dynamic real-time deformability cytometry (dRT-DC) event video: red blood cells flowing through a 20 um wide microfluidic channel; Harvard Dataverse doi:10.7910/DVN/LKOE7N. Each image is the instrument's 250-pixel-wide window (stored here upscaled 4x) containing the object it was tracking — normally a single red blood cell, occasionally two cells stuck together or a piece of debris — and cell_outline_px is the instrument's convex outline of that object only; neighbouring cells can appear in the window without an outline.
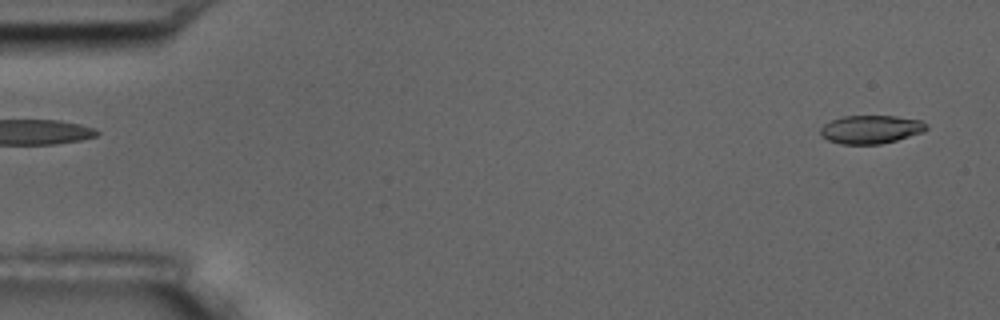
{"species": "common noctule bat (a hibernating species)", "species_latin": "Nyctalus noctula", "temperature_condition": "room temperature", "stored_images_in_passage": 56, "camera_frame_rate_fps": 3000, "um_per_image_px": 0.085, "animal": {"sex": "male", "body_mass_g": 17.5, "forearm_length_mm": 52.3}, "frame": {"image": 1, "passage_image": 2, "time_ms": 0.333, "image_size_px": [1000, 320], "cell_outline_px": [[928, 128], [924, 132], [896, 140], [880, 144], [840, 144], [828, 140], [820, 136], [820, 128], [824, 124], [832, 120], [844, 116], [896, 116], [920, 120], [928, 124]], "centroid_in_image_um": [74.02, 11.0], "position_along_channel_um": 11.0, "area_um2": 17.57}}
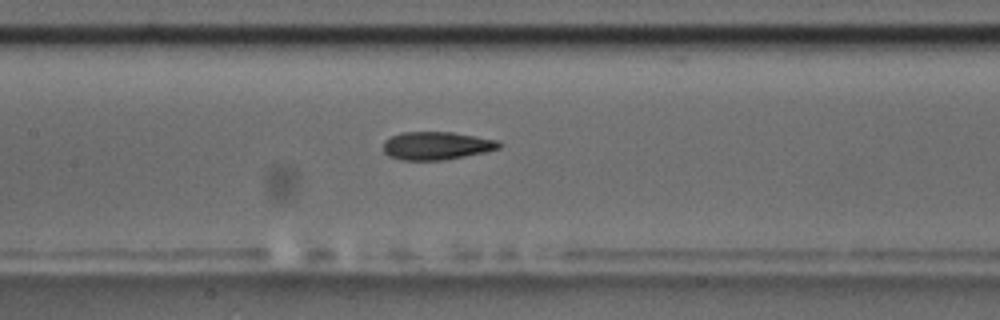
{"frame": {"image": 2, "passage_image": 26, "time_ms": 8.333, "image_size_px": [1000, 320], "cell_outline_px": [[504, 144], [500, 148], [484, 152], [444, 160], [400, 160], [388, 156], [384, 152], [384, 140], [400, 132], [452, 132], [500, 140]], "centroid_in_image_um": [37.12, 12.38], "position_along_channel_um": 170.3, "area_um2": 19.07}}
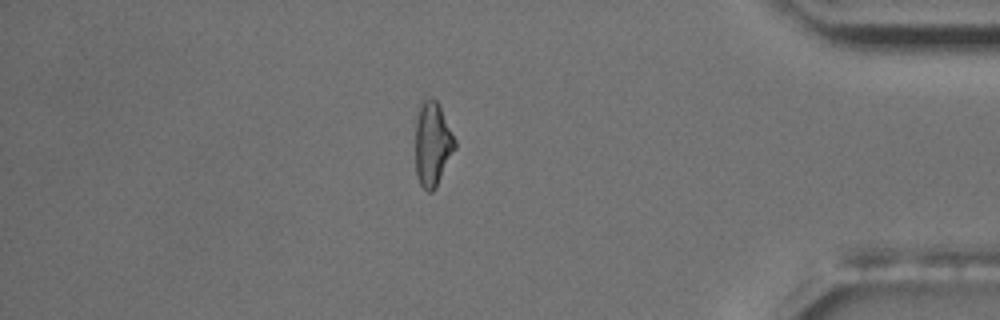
{"frame": {"image": 3, "passage_image": 48, "time_ms": 15.667, "image_size_px": [1000, 320], "cell_outline_px": [[456, 148], [436, 188], [432, 192], [428, 192], [420, 184], [416, 172], [416, 120], [420, 100], [436, 100], [440, 104], [456, 140]], "centroid_in_image_um": [36.78, 12.24], "position_along_channel_um": 398.4, "area_um2": 19.54}, "authors_computed_cell_mechanics": {"area_um2": 18.8717, "velocity_mm_per_s": 3.5838, "shape_relaxation_time_tau1_ms": 6.0465, "shape_relaxation_time_tau2_ms": 3.2774, "deformation_change_tau1": 0.1899, "deformation_change_tau2": 0.1216}}